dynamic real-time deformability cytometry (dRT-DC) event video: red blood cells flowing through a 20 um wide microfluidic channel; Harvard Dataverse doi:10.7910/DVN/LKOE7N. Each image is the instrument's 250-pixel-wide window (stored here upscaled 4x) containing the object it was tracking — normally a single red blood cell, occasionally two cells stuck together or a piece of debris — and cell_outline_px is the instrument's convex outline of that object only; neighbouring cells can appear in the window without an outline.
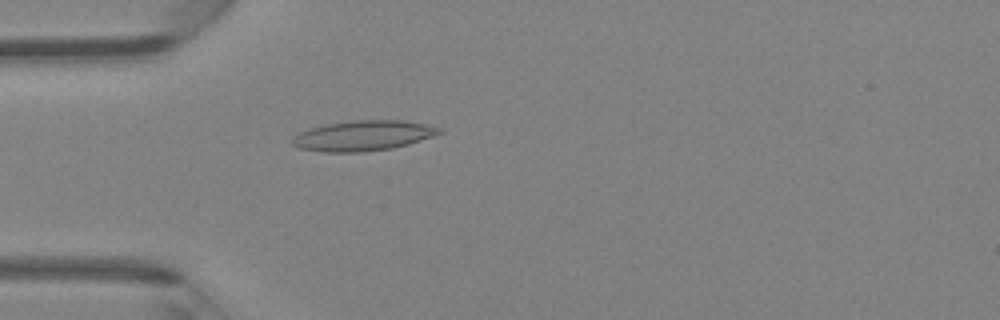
{"species": "Egyptian fruit bat (a non-hibernating species)", "species_latin": "Rousettus aegyptiacus", "temperature_condition": "room temperature", "stored_images_in_passage": 35, "camera_frame_rate_fps": 3000, "um_per_image_px": 0.085, "animal": {"sex": "female"}, "frame": {"image": 1, "passage_image": 2, "time_ms": 0.333, "image_size_px": [1000, 320], "cell_outline_px": [[444, 132], [408, 144], [392, 148], [364, 152], [324, 152], [300, 148], [292, 144], [292, 136], [300, 132], [324, 124], [352, 120], [404, 120], [444, 128]], "centroid_in_image_um": [30.88, 11.52], "position_along_channel_um": 54.1, "area_um2": 25.95}}
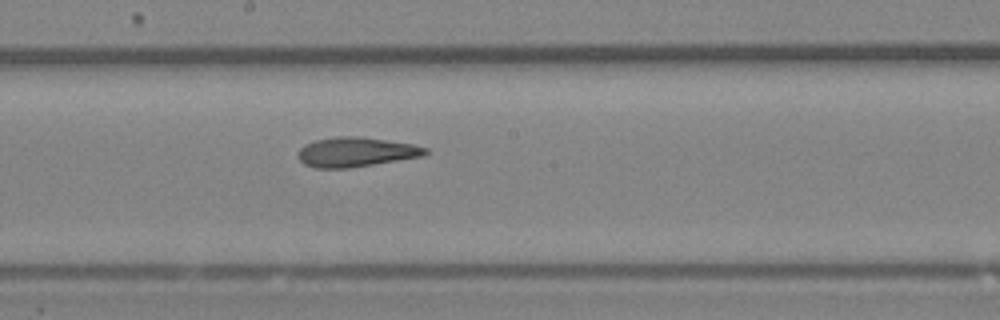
{"frame": {"image": 2, "passage_image": 14, "time_ms": 4.333, "image_size_px": [1000, 320], "cell_outline_px": [[428, 152], [424, 156], [348, 168], [316, 168], [304, 164], [296, 156], [300, 148], [304, 144], [316, 140], [340, 136], [360, 136], [412, 144], [428, 148]], "centroid_in_image_um": [30.24, 12.92], "position_along_channel_um": 218.0, "area_um2": 21.91}}
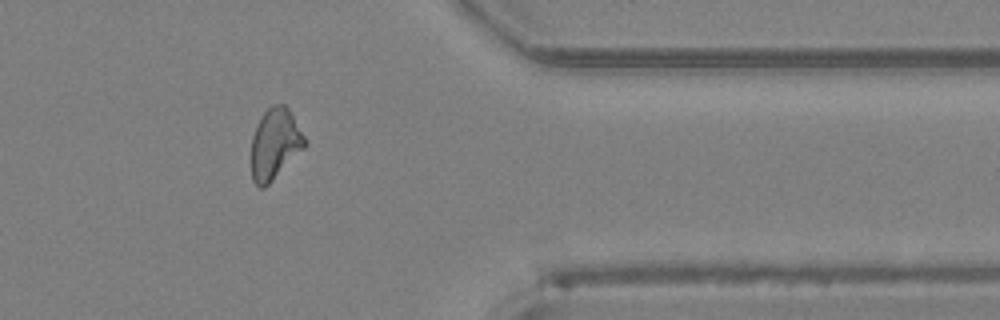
{"frame": {"image": 3, "passage_image": 27, "time_ms": 8.667, "image_size_px": [1000, 320], "cell_outline_px": [[308, 144], [264, 188], [260, 188], [252, 180], [252, 136], [264, 112], [272, 104], [284, 104], [292, 112], [308, 140]], "centroid_in_image_um": [23.41, 12.2], "position_along_channel_um": 388.0, "area_um2": 22.02}, "authors_computed_cell_mechanics": {"area_um2": 22.0218, "velocity_mm_per_s": 4.294, "shape_relaxation_time_tau1_ms": null, "shape_relaxation_time_tau2_ms": 2.2233, "deformation_change_tau1": null, "deformation_change_tau2": 0.1167}}